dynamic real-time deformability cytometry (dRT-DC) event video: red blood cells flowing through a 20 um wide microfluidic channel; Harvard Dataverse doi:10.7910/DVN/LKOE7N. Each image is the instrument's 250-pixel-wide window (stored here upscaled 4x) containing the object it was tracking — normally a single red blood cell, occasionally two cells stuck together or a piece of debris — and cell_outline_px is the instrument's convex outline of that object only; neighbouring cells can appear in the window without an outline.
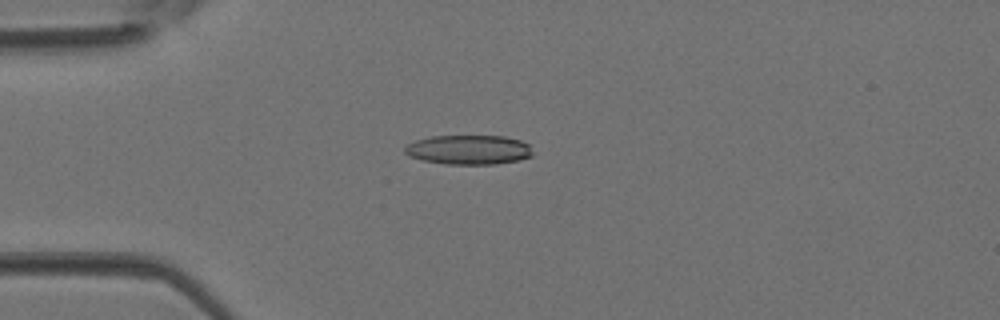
{"species": "Egyptian fruit bat (a non-hibernating species)", "species_latin": "Rousettus aegyptiacus", "temperature_condition": "room temperature", "stored_images_in_passage": 2, "camera_frame_rate_fps": 3000, "um_per_image_px": 0.085, "animal": {"sex": "female"}, "frame": {"image": 1, "passage_image": 2, "time_ms": 0.333, "image_size_px": [1000, 320], "cell_outline_px": [[532, 156], [520, 160], [496, 164], [444, 164], [424, 160], [408, 156], [404, 152], [404, 148], [408, 144], [416, 140], [432, 136], [504, 136], [520, 140], [528, 144], [532, 152]], "centroid_in_image_um": [39.84, 12.73], "position_along_channel_um": 45.2, "area_um2": 21.96}}